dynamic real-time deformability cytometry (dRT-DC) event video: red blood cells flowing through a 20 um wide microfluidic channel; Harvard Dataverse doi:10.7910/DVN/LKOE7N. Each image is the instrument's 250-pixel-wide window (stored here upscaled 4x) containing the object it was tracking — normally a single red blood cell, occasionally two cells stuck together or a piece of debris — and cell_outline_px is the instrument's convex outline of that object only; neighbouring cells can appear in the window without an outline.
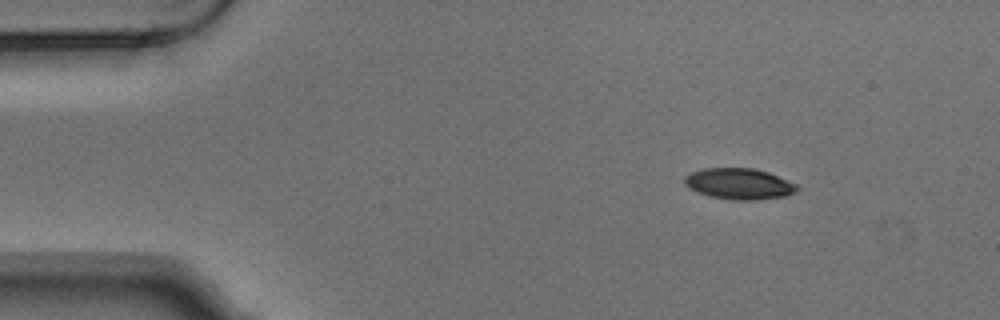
{"species": "Egyptian fruit bat (a non-hibernating species)", "species_latin": "Rousettus aegyptiacus", "temperature_condition": "warm", "stored_images_in_passage": 4, "camera_frame_rate_fps": 3000, "um_per_image_px": 0.085, "animal": {"sex": "male"}, "frame": {"image": 1, "passage_image": 1, "time_ms": 0.0, "image_size_px": [1000, 320], "cell_outline_px": [[800, 188], [796, 192], [788, 196], [756, 200], [732, 200], [708, 196], [688, 188], [684, 184], [684, 176], [692, 172], [704, 168], [752, 168], [768, 172], [796, 184]], "centroid_in_image_um": [62.82, 15.63], "position_along_channel_um": 22.2, "area_um2": 20.52}}